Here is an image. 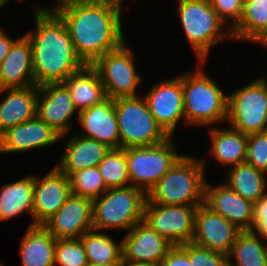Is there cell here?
<instances>
[{
    "instance_id": "f35d334b",
    "label": "cell",
    "mask_w": 267,
    "mask_h": 266,
    "mask_svg": "<svg viewBox=\"0 0 267 266\" xmlns=\"http://www.w3.org/2000/svg\"><path fill=\"white\" fill-rule=\"evenodd\" d=\"M160 266H193L187 255V243L173 245L162 260Z\"/></svg>"
},
{
    "instance_id": "836d02e7",
    "label": "cell",
    "mask_w": 267,
    "mask_h": 266,
    "mask_svg": "<svg viewBox=\"0 0 267 266\" xmlns=\"http://www.w3.org/2000/svg\"><path fill=\"white\" fill-rule=\"evenodd\" d=\"M86 266V253L81 239H57L55 247V265Z\"/></svg>"
},
{
    "instance_id": "8d00e7d4",
    "label": "cell",
    "mask_w": 267,
    "mask_h": 266,
    "mask_svg": "<svg viewBox=\"0 0 267 266\" xmlns=\"http://www.w3.org/2000/svg\"><path fill=\"white\" fill-rule=\"evenodd\" d=\"M210 1H211V7L225 24L226 22H229V20L233 21V23H231L230 26H227L228 28H230V30H232L239 23V20L242 16L244 0H210Z\"/></svg>"
},
{
    "instance_id": "277c9868",
    "label": "cell",
    "mask_w": 267,
    "mask_h": 266,
    "mask_svg": "<svg viewBox=\"0 0 267 266\" xmlns=\"http://www.w3.org/2000/svg\"><path fill=\"white\" fill-rule=\"evenodd\" d=\"M198 63L194 73L182 74L185 122L199 126L223 123L227 116V95L201 69L204 62Z\"/></svg>"
},
{
    "instance_id": "7bdbcfd3",
    "label": "cell",
    "mask_w": 267,
    "mask_h": 266,
    "mask_svg": "<svg viewBox=\"0 0 267 266\" xmlns=\"http://www.w3.org/2000/svg\"><path fill=\"white\" fill-rule=\"evenodd\" d=\"M261 78H258V80L263 84L265 89V97H266V104H267V80L264 78V76H260Z\"/></svg>"
},
{
    "instance_id": "f1b7e54d",
    "label": "cell",
    "mask_w": 267,
    "mask_h": 266,
    "mask_svg": "<svg viewBox=\"0 0 267 266\" xmlns=\"http://www.w3.org/2000/svg\"><path fill=\"white\" fill-rule=\"evenodd\" d=\"M267 174L244 162L232 166L225 183L230 189L254 204L263 197L267 187ZM265 192V193H264Z\"/></svg>"
},
{
    "instance_id": "9a60e30c",
    "label": "cell",
    "mask_w": 267,
    "mask_h": 266,
    "mask_svg": "<svg viewBox=\"0 0 267 266\" xmlns=\"http://www.w3.org/2000/svg\"><path fill=\"white\" fill-rule=\"evenodd\" d=\"M74 113L76 108L64 83H49L38 87L37 116L58 132L61 138L70 131L69 120Z\"/></svg>"
},
{
    "instance_id": "ba28073f",
    "label": "cell",
    "mask_w": 267,
    "mask_h": 266,
    "mask_svg": "<svg viewBox=\"0 0 267 266\" xmlns=\"http://www.w3.org/2000/svg\"><path fill=\"white\" fill-rule=\"evenodd\" d=\"M170 137L153 146L125 148L131 186L146 194L183 156L178 154Z\"/></svg>"
},
{
    "instance_id": "d4e9b609",
    "label": "cell",
    "mask_w": 267,
    "mask_h": 266,
    "mask_svg": "<svg viewBox=\"0 0 267 266\" xmlns=\"http://www.w3.org/2000/svg\"><path fill=\"white\" fill-rule=\"evenodd\" d=\"M63 83L70 91L77 113L107 98L99 74L92 65H84Z\"/></svg>"
},
{
    "instance_id": "f6af8a7d",
    "label": "cell",
    "mask_w": 267,
    "mask_h": 266,
    "mask_svg": "<svg viewBox=\"0 0 267 266\" xmlns=\"http://www.w3.org/2000/svg\"><path fill=\"white\" fill-rule=\"evenodd\" d=\"M11 0H0V8L5 7V5L10 2Z\"/></svg>"
},
{
    "instance_id": "4fadbf2b",
    "label": "cell",
    "mask_w": 267,
    "mask_h": 266,
    "mask_svg": "<svg viewBox=\"0 0 267 266\" xmlns=\"http://www.w3.org/2000/svg\"><path fill=\"white\" fill-rule=\"evenodd\" d=\"M93 200L71 194L44 224L57 239H79L93 230Z\"/></svg>"
},
{
    "instance_id": "6da1fadb",
    "label": "cell",
    "mask_w": 267,
    "mask_h": 266,
    "mask_svg": "<svg viewBox=\"0 0 267 266\" xmlns=\"http://www.w3.org/2000/svg\"><path fill=\"white\" fill-rule=\"evenodd\" d=\"M123 0L80 4L52 10L65 23L74 50L84 65H93L124 43L121 23Z\"/></svg>"
},
{
    "instance_id": "ab89813d",
    "label": "cell",
    "mask_w": 267,
    "mask_h": 266,
    "mask_svg": "<svg viewBox=\"0 0 267 266\" xmlns=\"http://www.w3.org/2000/svg\"><path fill=\"white\" fill-rule=\"evenodd\" d=\"M16 40L10 38L2 28H0V64L8 54L10 48Z\"/></svg>"
},
{
    "instance_id": "9c48e42d",
    "label": "cell",
    "mask_w": 267,
    "mask_h": 266,
    "mask_svg": "<svg viewBox=\"0 0 267 266\" xmlns=\"http://www.w3.org/2000/svg\"><path fill=\"white\" fill-rule=\"evenodd\" d=\"M127 46L124 42L92 65L99 74L106 96L112 99L137 97L136 88L142 81L135 69L137 58Z\"/></svg>"
},
{
    "instance_id": "e0dca14e",
    "label": "cell",
    "mask_w": 267,
    "mask_h": 266,
    "mask_svg": "<svg viewBox=\"0 0 267 266\" xmlns=\"http://www.w3.org/2000/svg\"><path fill=\"white\" fill-rule=\"evenodd\" d=\"M205 204L241 231L253 230L255 204L226 184L213 187L206 182Z\"/></svg>"
},
{
    "instance_id": "ffe728a7",
    "label": "cell",
    "mask_w": 267,
    "mask_h": 266,
    "mask_svg": "<svg viewBox=\"0 0 267 266\" xmlns=\"http://www.w3.org/2000/svg\"><path fill=\"white\" fill-rule=\"evenodd\" d=\"M85 131L81 136L97 140L110 149L120 148V133L114 99L107 97L101 103L77 114Z\"/></svg>"
},
{
    "instance_id": "f546056e",
    "label": "cell",
    "mask_w": 267,
    "mask_h": 266,
    "mask_svg": "<svg viewBox=\"0 0 267 266\" xmlns=\"http://www.w3.org/2000/svg\"><path fill=\"white\" fill-rule=\"evenodd\" d=\"M253 230L240 231L228 254V266H267V244ZM234 257V264L231 258Z\"/></svg>"
},
{
    "instance_id": "ac0fdd59",
    "label": "cell",
    "mask_w": 267,
    "mask_h": 266,
    "mask_svg": "<svg viewBox=\"0 0 267 266\" xmlns=\"http://www.w3.org/2000/svg\"><path fill=\"white\" fill-rule=\"evenodd\" d=\"M173 246L143 221L122 239V259L159 265Z\"/></svg>"
},
{
    "instance_id": "484cf974",
    "label": "cell",
    "mask_w": 267,
    "mask_h": 266,
    "mask_svg": "<svg viewBox=\"0 0 267 266\" xmlns=\"http://www.w3.org/2000/svg\"><path fill=\"white\" fill-rule=\"evenodd\" d=\"M35 175L6 184L0 190V222L27 212L33 218Z\"/></svg>"
},
{
    "instance_id": "4dcf8cb0",
    "label": "cell",
    "mask_w": 267,
    "mask_h": 266,
    "mask_svg": "<svg viewBox=\"0 0 267 266\" xmlns=\"http://www.w3.org/2000/svg\"><path fill=\"white\" fill-rule=\"evenodd\" d=\"M80 239L82 241L88 263H121L122 241L116 243L110 236L94 229L85 232Z\"/></svg>"
},
{
    "instance_id": "7a4b0ae2",
    "label": "cell",
    "mask_w": 267,
    "mask_h": 266,
    "mask_svg": "<svg viewBox=\"0 0 267 266\" xmlns=\"http://www.w3.org/2000/svg\"><path fill=\"white\" fill-rule=\"evenodd\" d=\"M35 29L25 35L31 42L36 86L63 83L84 64L78 58L65 23L55 13L35 8Z\"/></svg>"
},
{
    "instance_id": "8fae6325",
    "label": "cell",
    "mask_w": 267,
    "mask_h": 266,
    "mask_svg": "<svg viewBox=\"0 0 267 266\" xmlns=\"http://www.w3.org/2000/svg\"><path fill=\"white\" fill-rule=\"evenodd\" d=\"M198 207L163 205L146 200L143 222L173 245L192 242Z\"/></svg>"
},
{
    "instance_id": "7c38bea8",
    "label": "cell",
    "mask_w": 267,
    "mask_h": 266,
    "mask_svg": "<svg viewBox=\"0 0 267 266\" xmlns=\"http://www.w3.org/2000/svg\"><path fill=\"white\" fill-rule=\"evenodd\" d=\"M149 110L162 129L172 137L177 123L185 119L182 75L153 85L143 96Z\"/></svg>"
},
{
    "instance_id": "30bf717a",
    "label": "cell",
    "mask_w": 267,
    "mask_h": 266,
    "mask_svg": "<svg viewBox=\"0 0 267 266\" xmlns=\"http://www.w3.org/2000/svg\"><path fill=\"white\" fill-rule=\"evenodd\" d=\"M227 121L246 135L267 131L265 89L258 79L227 96Z\"/></svg>"
},
{
    "instance_id": "44dd1931",
    "label": "cell",
    "mask_w": 267,
    "mask_h": 266,
    "mask_svg": "<svg viewBox=\"0 0 267 266\" xmlns=\"http://www.w3.org/2000/svg\"><path fill=\"white\" fill-rule=\"evenodd\" d=\"M35 85L31 42L24 34L13 43L0 64V89Z\"/></svg>"
},
{
    "instance_id": "d590c367",
    "label": "cell",
    "mask_w": 267,
    "mask_h": 266,
    "mask_svg": "<svg viewBox=\"0 0 267 266\" xmlns=\"http://www.w3.org/2000/svg\"><path fill=\"white\" fill-rule=\"evenodd\" d=\"M187 255L193 266H228V255L187 243Z\"/></svg>"
},
{
    "instance_id": "52a82bcc",
    "label": "cell",
    "mask_w": 267,
    "mask_h": 266,
    "mask_svg": "<svg viewBox=\"0 0 267 266\" xmlns=\"http://www.w3.org/2000/svg\"><path fill=\"white\" fill-rule=\"evenodd\" d=\"M120 133V148L153 146L170 136L151 114L144 97L114 99Z\"/></svg>"
},
{
    "instance_id": "d6a6232c",
    "label": "cell",
    "mask_w": 267,
    "mask_h": 266,
    "mask_svg": "<svg viewBox=\"0 0 267 266\" xmlns=\"http://www.w3.org/2000/svg\"><path fill=\"white\" fill-rule=\"evenodd\" d=\"M71 194L96 199L107 188L98 167H89L72 173L69 176Z\"/></svg>"
},
{
    "instance_id": "1f68e13d",
    "label": "cell",
    "mask_w": 267,
    "mask_h": 266,
    "mask_svg": "<svg viewBox=\"0 0 267 266\" xmlns=\"http://www.w3.org/2000/svg\"><path fill=\"white\" fill-rule=\"evenodd\" d=\"M98 168L107 189L131 186L124 148L109 149Z\"/></svg>"
},
{
    "instance_id": "7402d4cb",
    "label": "cell",
    "mask_w": 267,
    "mask_h": 266,
    "mask_svg": "<svg viewBox=\"0 0 267 266\" xmlns=\"http://www.w3.org/2000/svg\"><path fill=\"white\" fill-rule=\"evenodd\" d=\"M4 91L5 97L0 102V135L37 116L38 86L0 89V93Z\"/></svg>"
},
{
    "instance_id": "3957f363",
    "label": "cell",
    "mask_w": 267,
    "mask_h": 266,
    "mask_svg": "<svg viewBox=\"0 0 267 266\" xmlns=\"http://www.w3.org/2000/svg\"><path fill=\"white\" fill-rule=\"evenodd\" d=\"M204 167L205 160L183 155L149 191L147 199L156 204L199 207L205 203Z\"/></svg>"
},
{
    "instance_id": "8992f818",
    "label": "cell",
    "mask_w": 267,
    "mask_h": 266,
    "mask_svg": "<svg viewBox=\"0 0 267 266\" xmlns=\"http://www.w3.org/2000/svg\"><path fill=\"white\" fill-rule=\"evenodd\" d=\"M146 200L147 194L133 186L107 189L93 200V229L130 231L143 221Z\"/></svg>"
},
{
    "instance_id": "bcb514c9",
    "label": "cell",
    "mask_w": 267,
    "mask_h": 266,
    "mask_svg": "<svg viewBox=\"0 0 267 266\" xmlns=\"http://www.w3.org/2000/svg\"><path fill=\"white\" fill-rule=\"evenodd\" d=\"M260 45H264V47L266 46L267 47V41L266 42H263V43H261Z\"/></svg>"
},
{
    "instance_id": "60d3db41",
    "label": "cell",
    "mask_w": 267,
    "mask_h": 266,
    "mask_svg": "<svg viewBox=\"0 0 267 266\" xmlns=\"http://www.w3.org/2000/svg\"><path fill=\"white\" fill-rule=\"evenodd\" d=\"M110 0H60V2L55 6L53 10H59L64 7L80 4H95L102 3Z\"/></svg>"
},
{
    "instance_id": "4316f807",
    "label": "cell",
    "mask_w": 267,
    "mask_h": 266,
    "mask_svg": "<svg viewBox=\"0 0 267 266\" xmlns=\"http://www.w3.org/2000/svg\"><path fill=\"white\" fill-rule=\"evenodd\" d=\"M209 132L212 137L210 152L218 163L232 167L246 161L248 135L232 128L214 127Z\"/></svg>"
},
{
    "instance_id": "b9f144b4",
    "label": "cell",
    "mask_w": 267,
    "mask_h": 266,
    "mask_svg": "<svg viewBox=\"0 0 267 266\" xmlns=\"http://www.w3.org/2000/svg\"><path fill=\"white\" fill-rule=\"evenodd\" d=\"M120 266H159L156 264L151 263H144V262H134L126 259H121Z\"/></svg>"
},
{
    "instance_id": "e575fe53",
    "label": "cell",
    "mask_w": 267,
    "mask_h": 266,
    "mask_svg": "<svg viewBox=\"0 0 267 266\" xmlns=\"http://www.w3.org/2000/svg\"><path fill=\"white\" fill-rule=\"evenodd\" d=\"M245 162L267 174V131L248 135Z\"/></svg>"
},
{
    "instance_id": "2e32d148",
    "label": "cell",
    "mask_w": 267,
    "mask_h": 266,
    "mask_svg": "<svg viewBox=\"0 0 267 266\" xmlns=\"http://www.w3.org/2000/svg\"><path fill=\"white\" fill-rule=\"evenodd\" d=\"M71 195L70 180L57 167L43 178L35 176L33 223H45Z\"/></svg>"
},
{
    "instance_id": "74e56055",
    "label": "cell",
    "mask_w": 267,
    "mask_h": 266,
    "mask_svg": "<svg viewBox=\"0 0 267 266\" xmlns=\"http://www.w3.org/2000/svg\"><path fill=\"white\" fill-rule=\"evenodd\" d=\"M253 231L267 240V193L255 203Z\"/></svg>"
},
{
    "instance_id": "603a6c76",
    "label": "cell",
    "mask_w": 267,
    "mask_h": 266,
    "mask_svg": "<svg viewBox=\"0 0 267 266\" xmlns=\"http://www.w3.org/2000/svg\"><path fill=\"white\" fill-rule=\"evenodd\" d=\"M65 145L61 161L56 167L68 177L79 170L98 167L110 149L97 140L80 136L79 133L72 136Z\"/></svg>"
},
{
    "instance_id": "5bb4252c",
    "label": "cell",
    "mask_w": 267,
    "mask_h": 266,
    "mask_svg": "<svg viewBox=\"0 0 267 266\" xmlns=\"http://www.w3.org/2000/svg\"><path fill=\"white\" fill-rule=\"evenodd\" d=\"M240 231L204 203L198 207L195 215L192 243L228 255Z\"/></svg>"
},
{
    "instance_id": "ee69618b",
    "label": "cell",
    "mask_w": 267,
    "mask_h": 266,
    "mask_svg": "<svg viewBox=\"0 0 267 266\" xmlns=\"http://www.w3.org/2000/svg\"><path fill=\"white\" fill-rule=\"evenodd\" d=\"M121 263H110V264H92L88 263L86 266H120Z\"/></svg>"
},
{
    "instance_id": "5b68a950",
    "label": "cell",
    "mask_w": 267,
    "mask_h": 266,
    "mask_svg": "<svg viewBox=\"0 0 267 266\" xmlns=\"http://www.w3.org/2000/svg\"><path fill=\"white\" fill-rule=\"evenodd\" d=\"M178 3L183 31L198 61L205 62L211 47L222 39H233L232 31L224 29L226 24L213 10L210 0H178Z\"/></svg>"
},
{
    "instance_id": "cb8c5ba5",
    "label": "cell",
    "mask_w": 267,
    "mask_h": 266,
    "mask_svg": "<svg viewBox=\"0 0 267 266\" xmlns=\"http://www.w3.org/2000/svg\"><path fill=\"white\" fill-rule=\"evenodd\" d=\"M22 238V266H55L56 239L43 223H31Z\"/></svg>"
},
{
    "instance_id": "83f0119b",
    "label": "cell",
    "mask_w": 267,
    "mask_h": 266,
    "mask_svg": "<svg viewBox=\"0 0 267 266\" xmlns=\"http://www.w3.org/2000/svg\"><path fill=\"white\" fill-rule=\"evenodd\" d=\"M237 40L261 44L267 41V0H244L239 23L231 30Z\"/></svg>"
},
{
    "instance_id": "d6986e66",
    "label": "cell",
    "mask_w": 267,
    "mask_h": 266,
    "mask_svg": "<svg viewBox=\"0 0 267 266\" xmlns=\"http://www.w3.org/2000/svg\"><path fill=\"white\" fill-rule=\"evenodd\" d=\"M61 140V135L38 116L7 129L0 135V153L25 152Z\"/></svg>"
}]
</instances>
